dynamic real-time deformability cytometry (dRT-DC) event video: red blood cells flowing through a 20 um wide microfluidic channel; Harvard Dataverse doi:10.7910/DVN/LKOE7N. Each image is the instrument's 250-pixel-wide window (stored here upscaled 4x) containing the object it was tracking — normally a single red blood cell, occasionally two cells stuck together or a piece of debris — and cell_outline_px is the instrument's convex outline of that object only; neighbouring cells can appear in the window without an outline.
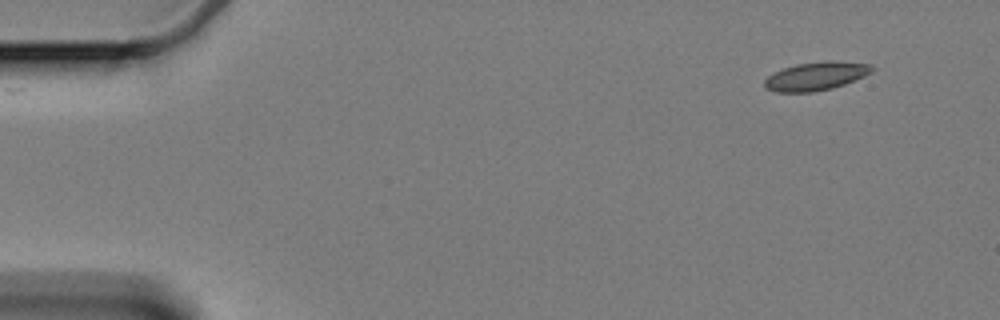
{"species": "Egyptian fruit bat (a non-hibernating species)", "species_latin": "Rousettus aegyptiacus", "temperature_condition": "cold", "stored_images_in_passage": 14, "camera_frame_rate_fps": 3000, "um_per_image_px": 0.085, "animal": {"sex": "female"}, "frame": {"image": 1, "passage_image": 1, "time_ms": 0.0, "image_size_px": [1000, 320], "cell_outline_px": [[876, 68], [872, 72], [864, 76], [844, 84], [832, 88], [812, 92], [776, 92], [764, 88], [764, 80], [768, 76], [784, 68], [796, 64], [828, 60], [836, 60], [872, 64]], "centroid_in_image_um": [69.39, 6.46], "position_along_channel_um": 15.6, "area_um2": 17.92}}
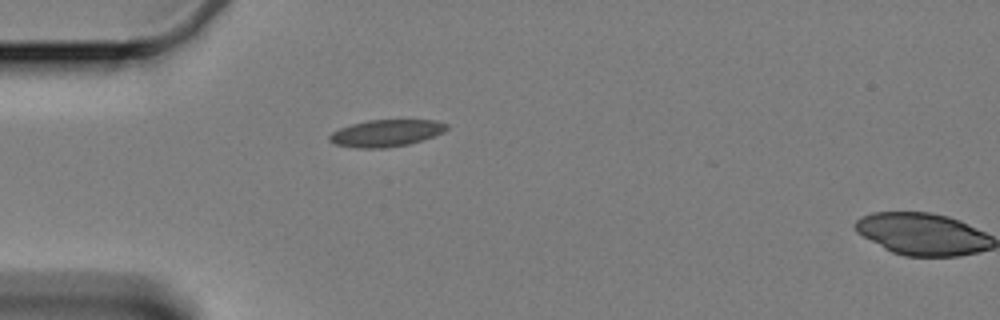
{"frame": {"image": 2, "passage_image": 13, "time_ms": 4.0, "image_size_px": [1000, 320], "cell_outline_px": [[448, 128], [444, 132], [408, 144], [384, 148], [360, 148], [336, 144], [328, 140], [328, 136], [332, 132], [340, 128], [352, 124], [368, 120], [436, 120], [448, 124]], "centroid_in_image_um": [32.82, 11.3], "position_along_channel_um": 52.2, "area_um2": 18.21}}